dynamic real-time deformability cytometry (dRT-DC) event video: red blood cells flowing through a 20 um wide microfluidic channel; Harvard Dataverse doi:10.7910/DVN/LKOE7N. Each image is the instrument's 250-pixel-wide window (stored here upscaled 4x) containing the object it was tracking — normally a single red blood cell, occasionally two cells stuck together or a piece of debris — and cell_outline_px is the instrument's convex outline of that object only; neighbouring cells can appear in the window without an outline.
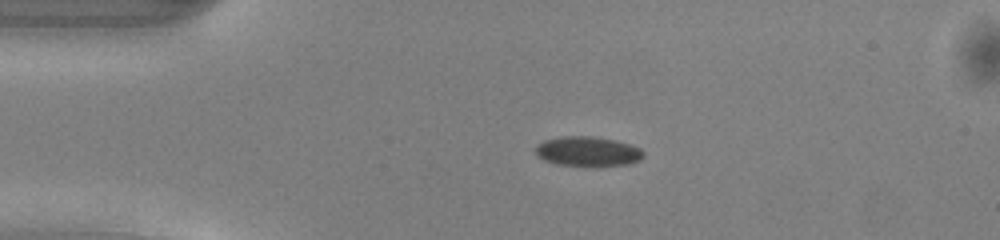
{"species": "common noctule bat (a hibernating species)", "species_latin": "Nyctalus noctula", "temperature_condition": "warm", "stored_images_in_passage": 40, "camera_frame_rate_fps": 3000, "um_per_image_px": 0.085, "animal": {"sex": "male", "body_mass_g": 13.0, "forearm_length_mm": 53.1}, "frame": {"image": 1, "passage_image": 1, "time_ms": 0.0, "image_size_px": [1000, 240], "cell_outline_px": [[644, 156], [640, 160], [628, 164], [596, 168], [584, 168], [556, 164], [544, 160], [536, 152], [536, 144], [544, 140], [564, 136], [592, 136], [616, 140], [640, 148], [644, 152]], "centroid_in_image_um": [49.98, 12.91], "position_along_channel_um": 35.0, "area_um2": 19.31}}
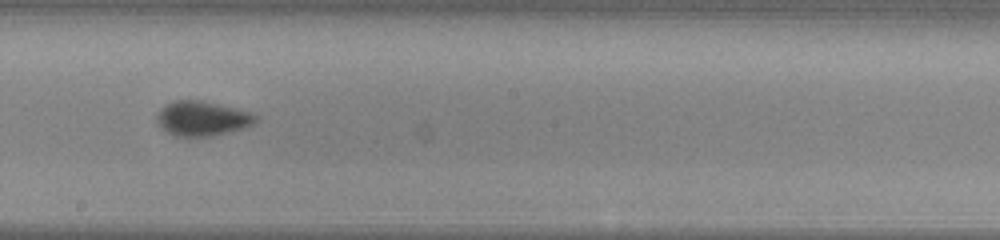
{"frame": {"image": 2, "passage_image": 18, "time_ms": 5.667, "image_size_px": [1000, 240], "cell_outline_px": [[256, 120], [252, 124], [244, 128], [212, 136], [176, 136], [168, 132], [156, 120], [156, 116], [160, 108], [172, 100], [204, 100], [236, 108], [248, 112], [256, 116]], "centroid_in_image_um": [17.16, 10.05], "position_along_channel_um": 231.0, "area_um2": 19.83}}
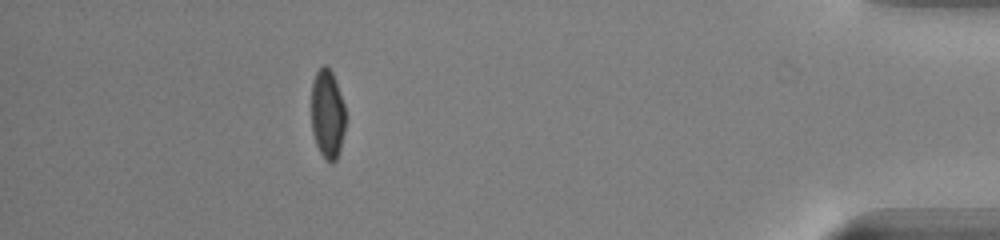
{"frame": {"image": 3, "passage_image": 35, "time_ms": 11.333, "image_size_px": [1000, 240], "cell_outline_px": [[344, 132], [340, 148], [336, 160], [332, 164], [320, 152], [316, 144], [312, 132], [312, 84], [316, 72], [324, 64], [332, 72], [344, 104]], "centroid_in_image_um": [27.82, 9.7], "position_along_channel_um": 407.4, "area_um2": 17.4}, "authors_computed_cell_mechanics": {"area_um2": 18.9295, "velocity_mm_per_s": 4.1181, "shape_relaxation_time_tau1_ms": 2.8003, "shape_relaxation_time_tau2_ms": null, "deformation_change_tau1": 0.101, "deformation_change_tau2": null}}